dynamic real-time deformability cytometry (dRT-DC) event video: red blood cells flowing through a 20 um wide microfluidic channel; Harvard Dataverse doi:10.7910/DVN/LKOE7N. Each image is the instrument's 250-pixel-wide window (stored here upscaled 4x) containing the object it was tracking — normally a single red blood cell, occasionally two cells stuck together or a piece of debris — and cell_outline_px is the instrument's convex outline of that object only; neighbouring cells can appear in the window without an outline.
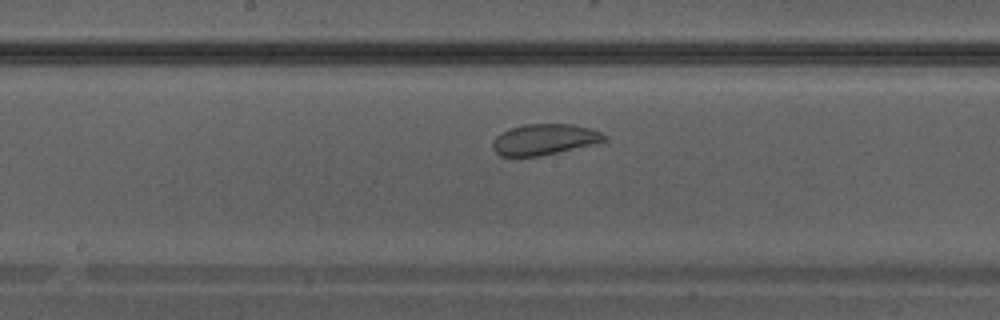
{"species": "Egyptian fruit bat (a non-hibernating species)", "species_latin": "Rousettus aegyptiacus", "temperature_condition": "warm", "stored_images_in_passage": 26, "camera_frame_rate_fps": 3000, "um_per_image_px": 0.085, "animal": {"sex": "male"}, "frame": {"image": 1, "passage_image": 12, "time_ms": 3.667, "image_size_px": [1000, 320], "cell_outline_px": [[608, 140], [592, 144], [540, 156], [500, 156], [492, 148], [492, 140], [500, 132], [524, 124], [572, 124], [588, 128], [600, 132], [608, 136]], "centroid_in_image_um": [46.24, 11.85], "position_along_channel_um": 202.0, "area_um2": 20.0}}
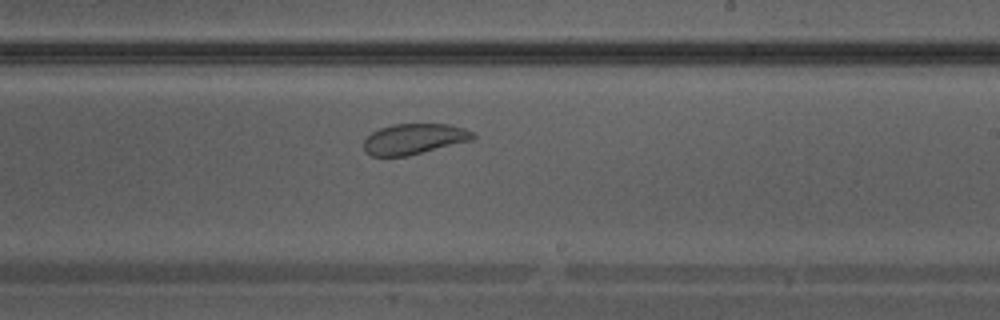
{"frame": {"image": 2, "passage_image": 15, "time_ms": 4.667, "image_size_px": [1000, 320], "cell_outline_px": [[476, 136], [472, 140], [408, 156], [372, 156], [364, 152], [364, 140], [372, 132], [380, 128], [392, 124], [448, 124], [464, 128], [472, 132]], "centroid_in_image_um": [35.18, 11.81], "position_along_channel_um": 253.8, "area_um2": 19.48}}
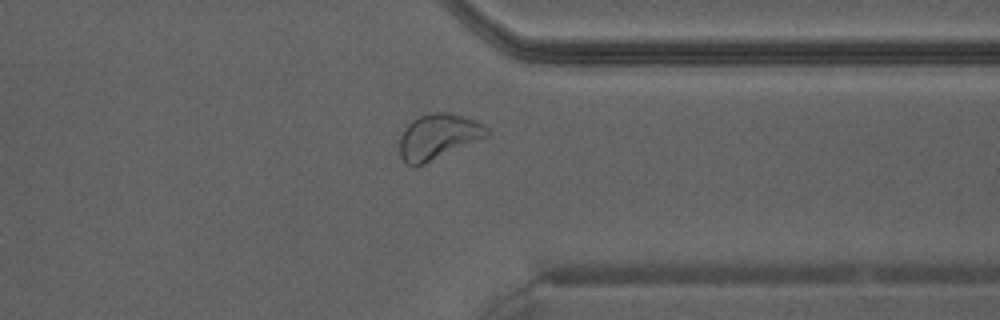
{"frame": {"image": 3, "passage_image": 22, "time_ms": 7.0, "image_size_px": [1000, 320], "cell_outline_px": [[492, 132], [488, 136], [424, 164], [408, 164], [400, 156], [400, 136], [404, 128], [412, 120], [420, 116], [436, 112], [448, 112], [484, 124]], "centroid_in_image_um": [37.26, 11.6], "position_along_channel_um": 374.1, "area_um2": 22.66}}